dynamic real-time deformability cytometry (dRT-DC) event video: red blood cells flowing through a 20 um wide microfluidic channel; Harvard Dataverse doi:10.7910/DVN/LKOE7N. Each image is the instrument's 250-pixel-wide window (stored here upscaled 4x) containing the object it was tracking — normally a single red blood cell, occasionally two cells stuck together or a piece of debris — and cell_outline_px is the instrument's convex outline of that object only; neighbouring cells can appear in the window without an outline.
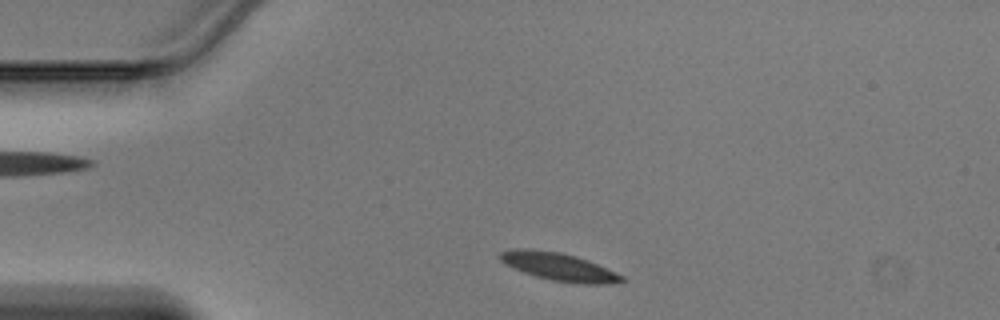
{"species": "Egyptian fruit bat (a non-hibernating species)", "species_latin": "Rousettus aegyptiacus", "temperature_condition": "warm", "stored_images_in_passage": 32, "camera_frame_rate_fps": 3000, "um_per_image_px": 0.085, "animal": {"sex": "male"}, "frame": {"image": 1, "passage_image": 1, "time_ms": 0.0, "image_size_px": [1000, 320], "cell_outline_px": [[628, 280], [608, 284], [580, 284], [552, 280], [536, 276], [524, 272], [504, 264], [500, 260], [500, 252], [508, 248], [524, 248], [560, 252], [576, 256], [588, 260], [624, 276]], "centroid_in_image_um": [47.5, 22.67], "position_along_channel_um": 37.5, "area_um2": 19.83}}
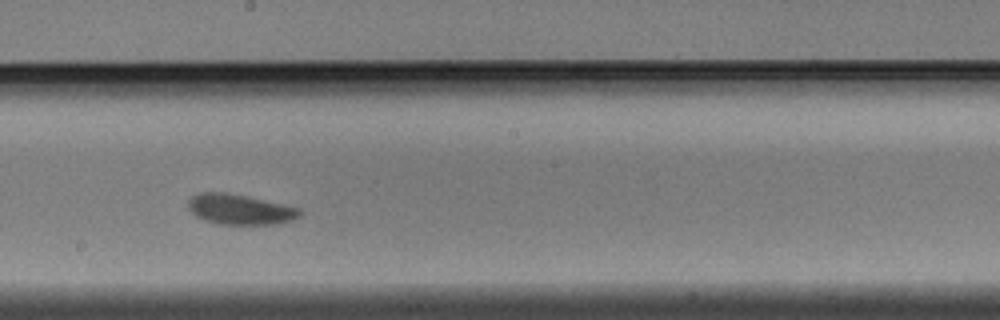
{"frame": {"image": 2, "passage_image": 17, "time_ms": 5.333, "image_size_px": [1000, 320], "cell_outline_px": [[304, 212], [300, 216], [292, 220], [280, 224], [216, 224], [204, 220], [196, 216], [188, 208], [188, 200], [192, 196], [200, 192], [224, 192], [248, 196], [284, 204], [300, 208]], "centroid_in_image_um": [20.42, 17.8], "position_along_channel_um": 227.8, "area_um2": 19.94}}
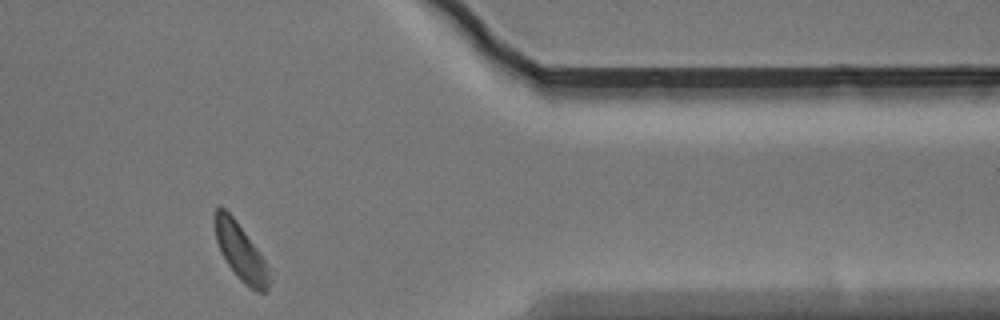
{"frame": {"image": 3, "passage_image": 30, "time_ms": 9.667, "image_size_px": [1000, 320], "cell_outline_px": [[272, 280], [268, 288], [264, 292], [256, 292], [248, 288], [236, 276], [228, 264], [216, 240], [216, 208], [220, 204], [236, 220], [256, 248], [264, 260]], "centroid_in_image_um": [20.49, 21.48], "position_along_channel_um": 390.9, "area_um2": 17.57}}